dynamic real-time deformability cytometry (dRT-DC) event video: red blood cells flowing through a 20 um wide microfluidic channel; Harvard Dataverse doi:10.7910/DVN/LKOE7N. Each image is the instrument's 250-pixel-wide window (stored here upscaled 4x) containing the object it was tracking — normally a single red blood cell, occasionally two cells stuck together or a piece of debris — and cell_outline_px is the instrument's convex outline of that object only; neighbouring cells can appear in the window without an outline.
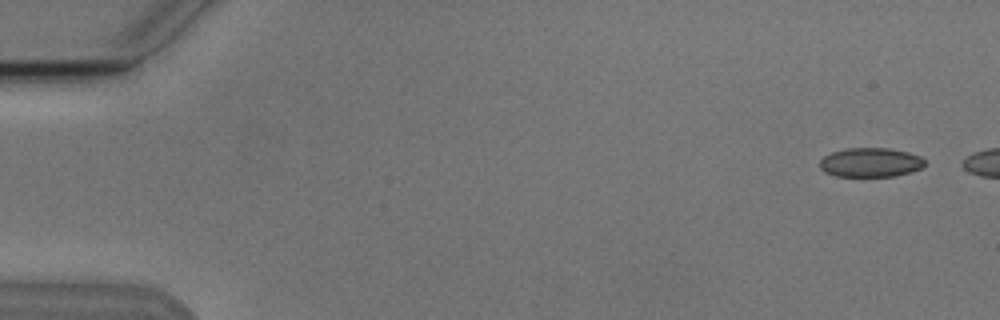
{"species": "Egyptian fruit bat (a non-hibernating species)", "species_latin": "Rousettus aegyptiacus", "temperature_condition": "cold", "stored_images_in_passage": 2, "camera_frame_rate_fps": 3000, "um_per_image_px": 0.085, "animal": {"sex": "male"}, "frame": {"image": 1, "passage_image": 2, "time_ms": 1.333, "image_size_px": [1000, 320], "cell_outline_px": [[924, 164], [920, 168], [912, 172], [892, 176], [836, 176], [824, 172], [820, 168], [820, 160], [824, 156], [832, 152], [848, 148], [888, 148], [908, 152], [920, 156], [924, 160]], "centroid_in_image_um": [73.97, 13.8], "position_along_channel_um": 11.0, "area_um2": 17.8}}